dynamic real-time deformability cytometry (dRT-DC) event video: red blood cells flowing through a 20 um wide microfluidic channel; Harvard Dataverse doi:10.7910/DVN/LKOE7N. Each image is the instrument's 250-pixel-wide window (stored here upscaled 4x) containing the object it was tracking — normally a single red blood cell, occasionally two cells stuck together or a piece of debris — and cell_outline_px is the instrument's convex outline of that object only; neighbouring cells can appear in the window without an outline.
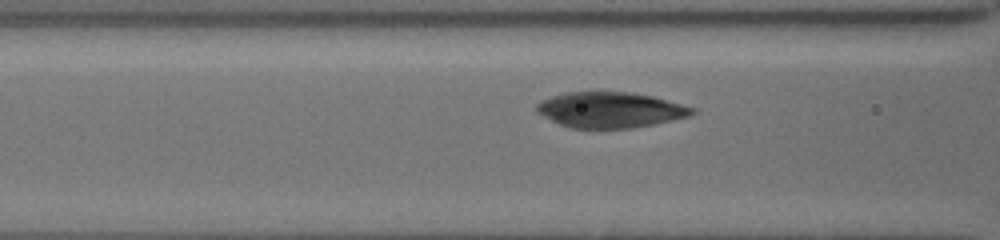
{"species": "common noctule bat (a hibernating species)", "species_latin": "Nyctalus noctula", "temperature_condition": "cold", "stored_images_in_passage": 10, "camera_frame_rate_fps": 3000, "um_per_image_px": 0.085, "animal": {"sex": "female", "body_mass_g": 19.5, "forearm_length_mm": 54.1}, "frame": {"image": 1, "passage_image": 5, "time_ms": 1.333, "image_size_px": [1000, 240], "cell_outline_px": [[696, 112], [688, 116], [672, 120], [652, 124], [628, 128], [572, 128], [560, 124], [536, 112], [536, 104], [540, 100], [564, 92], [628, 92], [652, 96], [696, 108]], "centroid_in_image_um": [51.84, 9.33], "position_along_channel_um": 114.8, "area_um2": 32.02}}
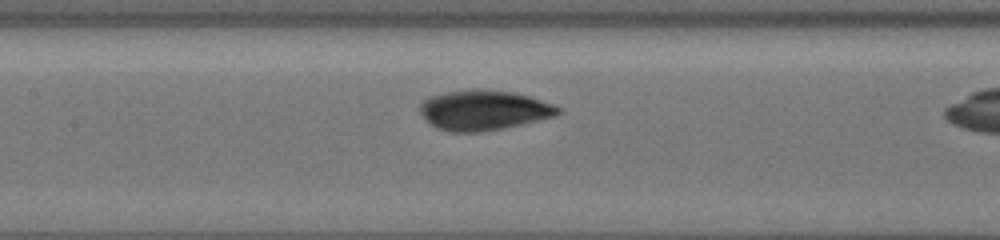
{"frame": {"image": 2, "passage_image": 9, "time_ms": 2.667, "image_size_px": [1000, 240], "cell_outline_px": [[564, 108], [556, 116], [520, 124], [500, 128], [476, 132], [452, 132], [436, 128], [420, 112], [420, 100], [428, 96], [444, 92], [464, 88], [488, 88], [516, 92]], "centroid_in_image_um": [41.09, 9.32], "position_along_channel_um": 166.3, "area_um2": 32.54}}